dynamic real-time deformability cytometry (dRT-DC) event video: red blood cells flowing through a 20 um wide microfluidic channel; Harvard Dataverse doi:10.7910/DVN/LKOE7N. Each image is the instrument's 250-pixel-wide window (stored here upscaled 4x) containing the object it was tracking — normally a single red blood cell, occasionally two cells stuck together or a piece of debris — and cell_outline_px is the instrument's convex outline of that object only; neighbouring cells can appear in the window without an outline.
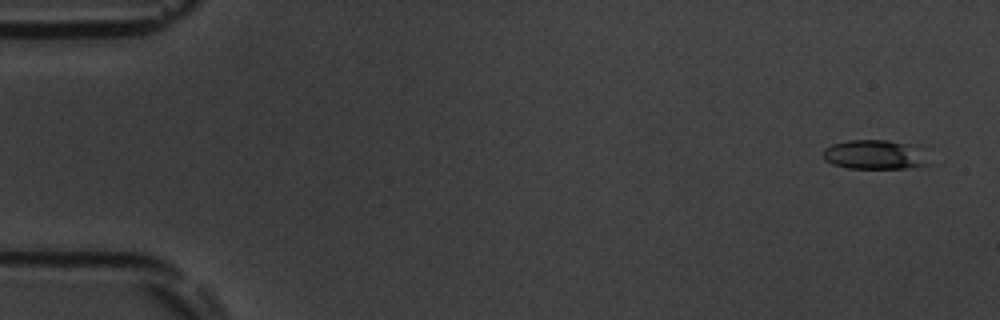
{"species": "common noctule bat (a hibernating species)", "species_latin": "Nyctalus noctula", "temperature_condition": "room temperature", "stored_images_in_passage": 5, "camera_frame_rate_fps": 3000, "um_per_image_px": 0.085, "animal": {"sex": "male", "body_mass_g": 19.5, "forearm_length_mm": 54.6}, "frame": {"image": 1, "passage_image": 1, "time_ms": 0.0, "image_size_px": [1000, 320], "cell_outline_px": [[928, 164], [908, 168], [848, 168], [832, 164], [824, 160], [824, 148], [832, 144], [848, 140], [888, 140], [908, 144]], "centroid_in_image_um": [74.17, 13.15], "position_along_channel_um": 10.8, "area_um2": 17.28}}